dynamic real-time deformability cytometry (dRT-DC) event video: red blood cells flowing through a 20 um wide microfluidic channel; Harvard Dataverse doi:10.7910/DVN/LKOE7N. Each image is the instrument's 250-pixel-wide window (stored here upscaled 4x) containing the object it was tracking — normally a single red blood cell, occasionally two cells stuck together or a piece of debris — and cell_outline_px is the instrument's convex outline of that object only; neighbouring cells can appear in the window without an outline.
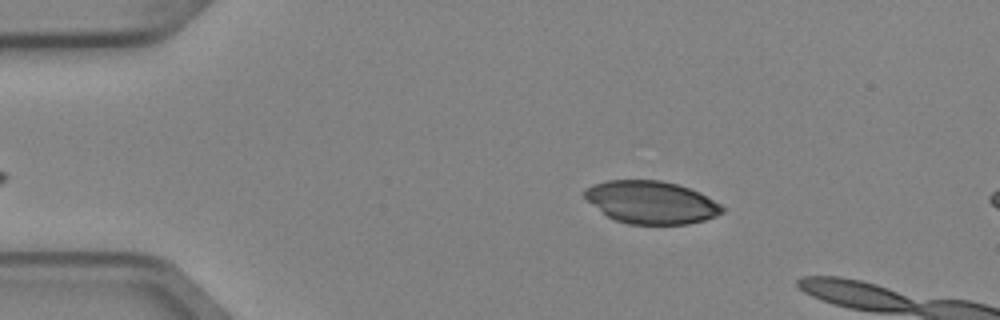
{"species": "Egyptian fruit bat (a non-hibernating species)", "species_latin": "Rousettus aegyptiacus", "temperature_condition": "cold", "stored_images_in_passage": 5, "segment_of_instrument_passage": [2, 2], "camera_frame_rate_fps": 3000, "um_per_image_px": 0.085, "animal": {"sex": "female"}, "frame": {"image": 1, "passage_image": 5, "time_ms": 1.333, "image_size_px": [1000, 320], "cell_outline_px": [[724, 212], [716, 216], [704, 220], [688, 224], [628, 224], [616, 220], [608, 216], [588, 200], [584, 196], [584, 188], [592, 184], [608, 180], [660, 180], [676, 184], [700, 192], [720, 204], [724, 208]], "centroid_in_image_um": [55.36, 17.19], "position_along_channel_um": 29.6, "area_um2": 34.04}}